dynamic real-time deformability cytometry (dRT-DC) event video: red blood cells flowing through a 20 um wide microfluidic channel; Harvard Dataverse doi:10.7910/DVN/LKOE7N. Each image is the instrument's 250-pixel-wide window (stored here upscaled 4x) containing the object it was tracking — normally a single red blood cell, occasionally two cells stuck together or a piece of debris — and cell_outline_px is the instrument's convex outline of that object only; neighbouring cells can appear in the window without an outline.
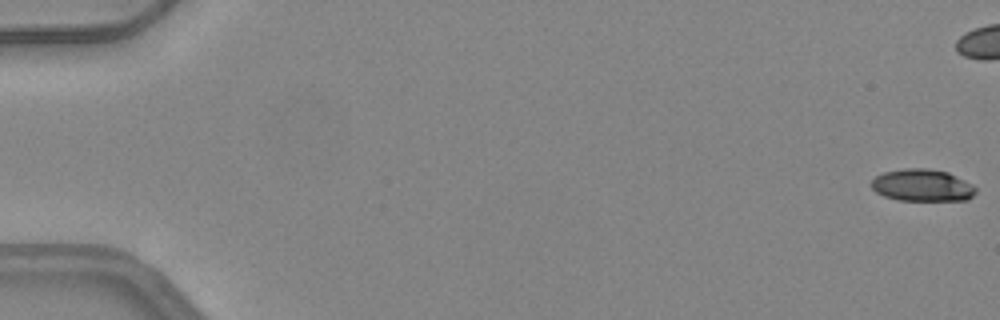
{"species": "common noctule bat (a hibernating species)", "species_latin": "Nyctalus noctula", "temperature_condition": "warm", "stored_images_in_passage": 42, "camera_frame_rate_fps": 3000, "um_per_image_px": 0.085, "animal": {"sex": "female", "body_mass_g": 24.6, "forearm_length_mm": 56.2}, "frame": {"image": 1, "passage_image": 1, "time_ms": 0.0, "image_size_px": [1000, 320], "cell_outline_px": [[976, 192], [968, 200], [900, 200], [884, 196], [876, 192], [872, 188], [872, 180], [876, 176], [884, 172], [904, 168], [928, 168], [948, 172], [972, 184], [976, 188]], "centroid_in_image_um": [78.4, 15.74], "position_along_channel_um": 6.6, "area_um2": 19.48}}
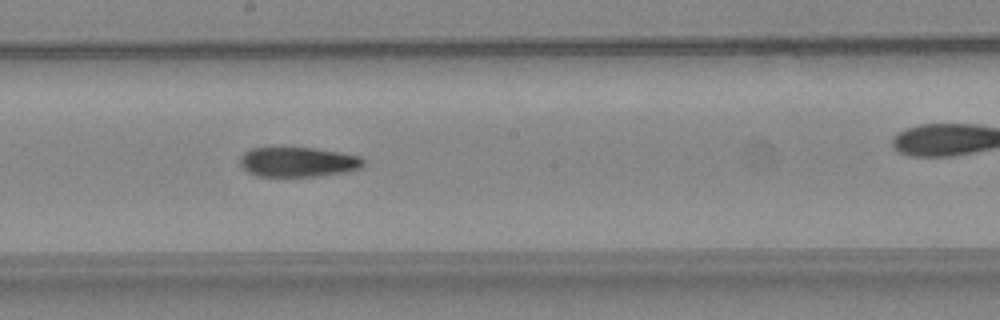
{"frame": {"image": 2, "passage_image": 29, "time_ms": 9.333, "image_size_px": [1000, 320], "cell_outline_px": [[364, 164], [360, 168], [348, 172], [316, 176], [256, 176], [248, 172], [240, 164], [240, 156], [244, 152], [252, 148], [312, 148], [340, 152], [360, 156], [364, 160]], "centroid_in_image_um": [25.34, 13.77], "position_along_channel_um": 222.9, "area_um2": 21.39}}
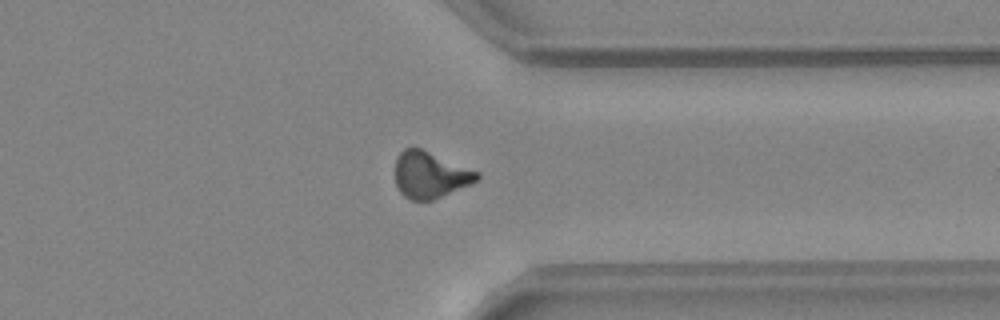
{"frame": {"image": 3, "passage_image": 40, "time_ms": 13.0, "image_size_px": [1000, 320], "cell_outline_px": [[480, 176], [476, 180], [468, 184], [432, 200], [412, 200], [404, 196], [400, 192], [396, 184], [396, 156], [404, 148], [420, 148], [480, 172]], "centroid_in_image_um": [36.53, 14.85], "position_along_channel_um": 374.9, "area_um2": 21.73}}